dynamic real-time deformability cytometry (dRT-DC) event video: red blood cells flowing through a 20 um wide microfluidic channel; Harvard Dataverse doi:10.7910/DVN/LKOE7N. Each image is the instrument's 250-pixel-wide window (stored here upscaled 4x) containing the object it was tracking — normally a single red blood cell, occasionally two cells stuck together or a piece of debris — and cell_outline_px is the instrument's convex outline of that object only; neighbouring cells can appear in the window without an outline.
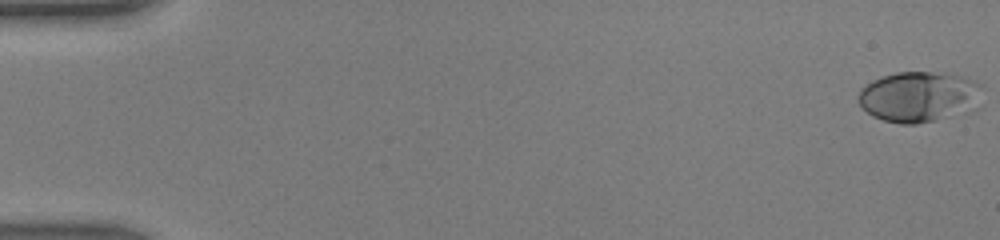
{"species": "human", "species_latin": "Homo sapiens", "temperature_condition": "warm", "stored_images_in_passage": 48, "camera_frame_rate_fps": 3000, "um_per_image_px": 0.085, "donor": {"sex": "male"}, "frame": {"image": 1, "passage_image": 1, "time_ms": 0.0, "image_size_px": [1000, 240], "cell_outline_px": [[984, 88], [980, 108], [968, 112], [936, 120], [916, 124], [900, 124], [884, 120], [872, 116], [860, 104], [860, 88], [872, 80], [896, 72], [948, 72], [976, 80], [984, 84]], "centroid_in_image_um": [78.25, 8.21], "position_along_channel_um": 6.8, "area_um2": 37.4}}
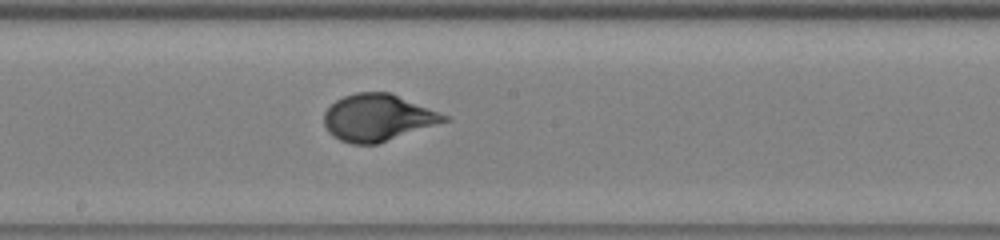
{"frame": {"image": 2, "passage_image": 27, "time_ms": 8.667, "image_size_px": [1000, 240], "cell_outline_px": [[452, 120], [376, 144], [352, 144], [340, 140], [332, 136], [328, 132], [324, 124], [324, 112], [336, 100], [344, 96], [356, 92], [388, 92], [452, 116]], "centroid_in_image_um": [32.14, 10.0], "position_along_channel_um": 216.1, "area_um2": 32.95}}
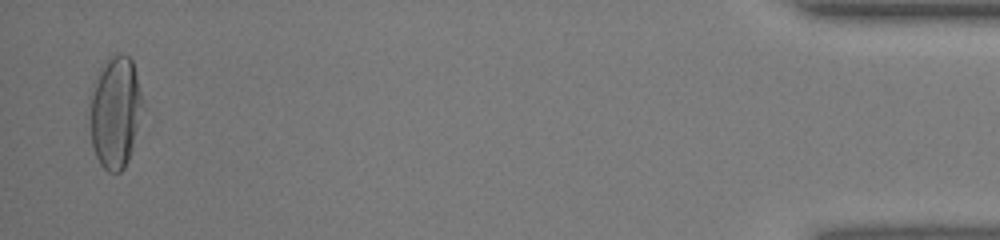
{"frame": {"image": 3, "passage_image": 47, "time_ms": 15.333, "image_size_px": [1000, 240], "cell_outline_px": [[140, 104], [136, 128], [132, 148], [128, 160], [124, 168], [120, 172], [108, 172], [100, 164], [96, 156], [92, 144], [88, 116], [92, 84], [104, 60], [108, 56], [120, 52], [124, 52], [132, 60], [140, 92]], "centroid_in_image_um": [9.71, 9.49], "position_along_channel_um": 425.5, "area_um2": 34.16}, "authors_computed_cell_mechanics": {"area_um2": 32.4836, "velocity_mm_per_s": 4.3972, "shape_relaxation_time_tau1_ms": 3.7996, "shape_relaxation_time_tau2_ms": null, "deformation_change_tau1": 0.2361, "deformation_change_tau2": null}}